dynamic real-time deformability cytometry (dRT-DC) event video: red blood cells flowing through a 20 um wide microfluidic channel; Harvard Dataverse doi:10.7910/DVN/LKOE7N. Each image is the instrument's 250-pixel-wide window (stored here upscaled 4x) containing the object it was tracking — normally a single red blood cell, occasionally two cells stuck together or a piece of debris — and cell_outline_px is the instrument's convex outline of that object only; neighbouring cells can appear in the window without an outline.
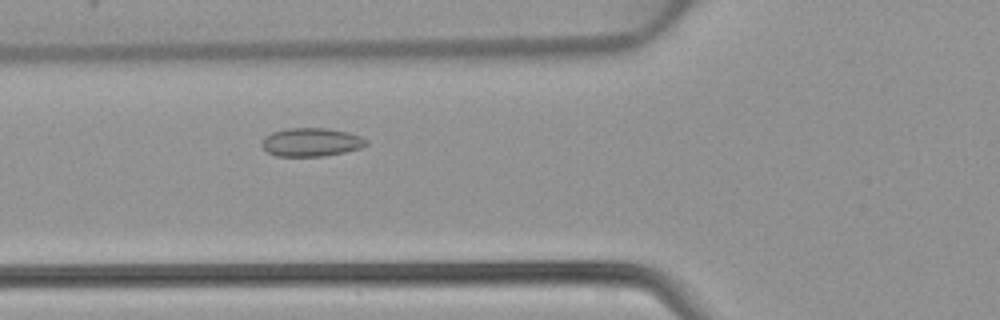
{"species": "common noctule bat (a hibernating species)", "species_latin": "Nyctalus noctula", "temperature_condition": "warm", "stored_images_in_passage": 44, "camera_frame_rate_fps": 3000, "um_per_image_px": 0.085, "animal": {"sex": "female", "body_mass_g": 22.7, "forearm_length_mm": 54.2}, "frame": {"image": 1, "passage_image": 15, "time_ms": 4.667, "image_size_px": [1000, 320], "cell_outline_px": [[368, 144], [360, 148], [344, 152], [324, 156], [276, 156], [268, 152], [260, 144], [272, 132], [288, 128], [328, 128], [348, 132], [360, 136], [368, 140]], "centroid_in_image_um": [26.49, 12.08], "position_along_channel_um": 99.3, "area_um2": 17.22}}
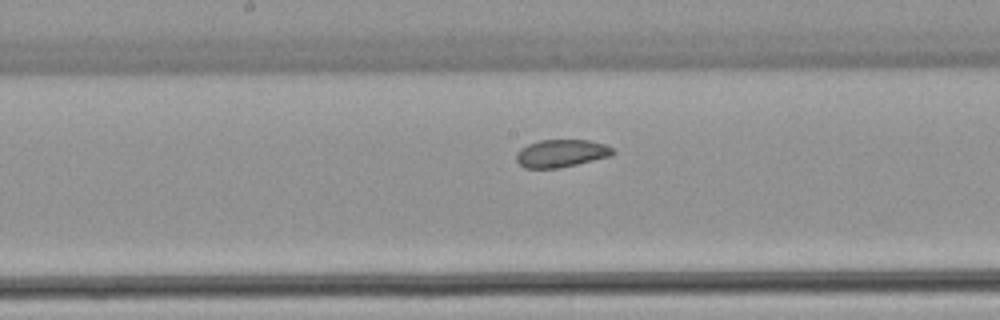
{"frame": {"image": 2, "passage_image": 22, "time_ms": 7.0, "image_size_px": [1000, 320], "cell_outline_px": [[616, 152], [612, 156], [560, 168], [524, 168], [516, 160], [516, 152], [520, 148], [528, 144], [540, 140], [588, 140], [604, 144], [612, 148]], "centroid_in_image_um": [47.7, 13.04], "position_along_channel_um": 200.5, "area_um2": 15.66}}
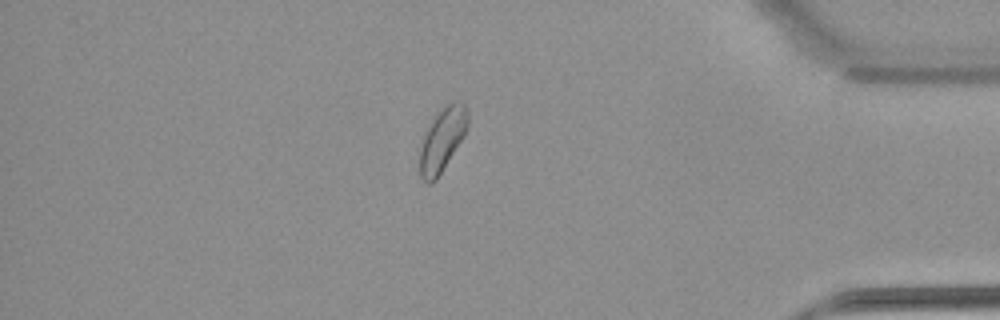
{"frame": {"image": 3, "passage_image": 38, "time_ms": 12.333, "image_size_px": [1000, 320], "cell_outline_px": [[468, 128], [464, 136], [436, 180], [432, 184], [428, 184], [420, 176], [420, 136], [432, 116], [444, 104], [452, 100], [460, 100], [468, 108]], "centroid_in_image_um": [37.57, 11.79], "position_along_channel_um": 397.6, "area_um2": 18.61}}